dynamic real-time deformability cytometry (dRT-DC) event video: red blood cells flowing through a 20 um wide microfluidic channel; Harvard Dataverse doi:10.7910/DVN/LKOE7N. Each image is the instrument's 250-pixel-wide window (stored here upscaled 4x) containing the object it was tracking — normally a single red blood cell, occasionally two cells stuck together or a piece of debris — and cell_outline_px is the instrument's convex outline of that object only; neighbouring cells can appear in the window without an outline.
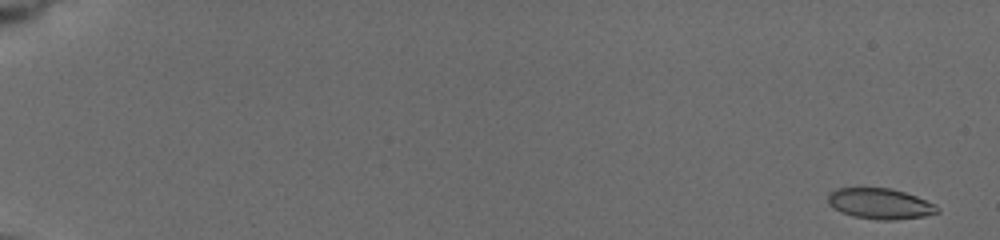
{"species": "common noctule bat (a hibernating species)", "species_latin": "Nyctalus noctula", "temperature_condition": "cold", "stored_images_in_passage": 62, "camera_frame_rate_fps": 3000, "um_per_image_px": 0.085, "animal": {"sex": "female", "body_mass_g": 19.5, "forearm_length_mm": 54.1}, "frame": {"image": 1, "passage_image": 1, "time_ms": 0.0, "image_size_px": [1000, 240], "cell_outline_px": [[940, 212], [924, 216], [892, 220], [876, 220], [852, 216], [840, 212], [832, 208], [828, 204], [828, 196], [836, 188], [892, 188], [916, 196], [936, 204], [940, 208]], "centroid_in_image_um": [74.81, 17.32], "position_along_channel_um": 10.2, "area_um2": 19.71}}
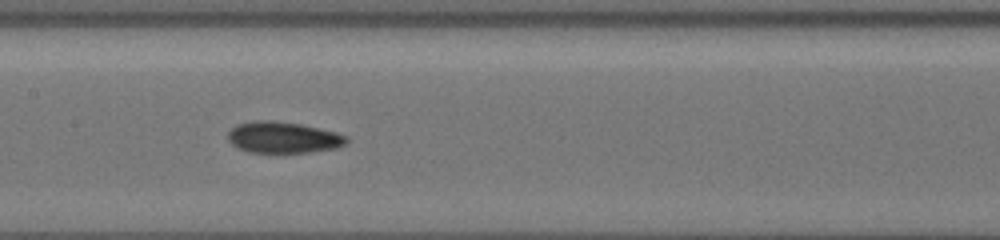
{"frame": {"image": 2, "passage_image": 41, "time_ms": 9.667, "image_size_px": [1000, 240], "cell_outline_px": [[348, 140], [344, 144], [336, 148], [312, 152], [248, 152], [232, 144], [228, 140], [228, 132], [236, 124], [256, 120], [268, 120], [300, 124], [348, 136]], "centroid_in_image_um": [24.04, 11.68], "position_along_channel_um": 183.4, "area_um2": 21.33}}
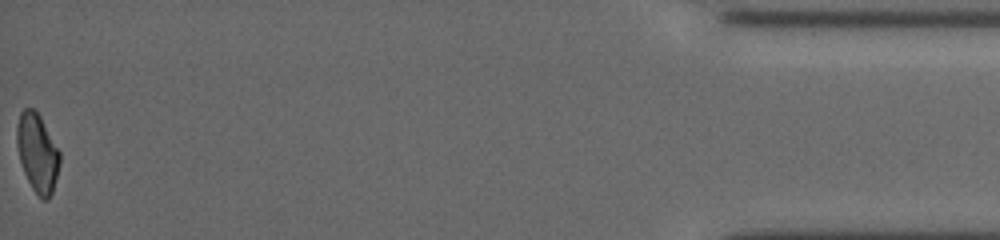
{"frame": {"image": 3, "passage_image": 62, "time_ms": 18.333, "image_size_px": [1000, 240], "cell_outline_px": [[60, 164], [52, 192], [48, 200], [44, 200], [32, 188], [24, 172], [20, 160], [16, 144], [16, 124], [20, 112], [24, 108], [36, 108], [60, 152]], "centroid_in_image_um": [3.16, 12.94], "position_along_channel_um": 432.0, "area_um2": 19.65}, "authors_computed_cell_mechanics": {"area_um2": 20.1722, "velocity_mm_per_s": 3.7896, "shape_relaxation_time_tau1_ms": null, "shape_relaxation_time_tau2_ms": 4.5638, "deformation_change_tau1": null, "deformation_change_tau2": 0.0896}}